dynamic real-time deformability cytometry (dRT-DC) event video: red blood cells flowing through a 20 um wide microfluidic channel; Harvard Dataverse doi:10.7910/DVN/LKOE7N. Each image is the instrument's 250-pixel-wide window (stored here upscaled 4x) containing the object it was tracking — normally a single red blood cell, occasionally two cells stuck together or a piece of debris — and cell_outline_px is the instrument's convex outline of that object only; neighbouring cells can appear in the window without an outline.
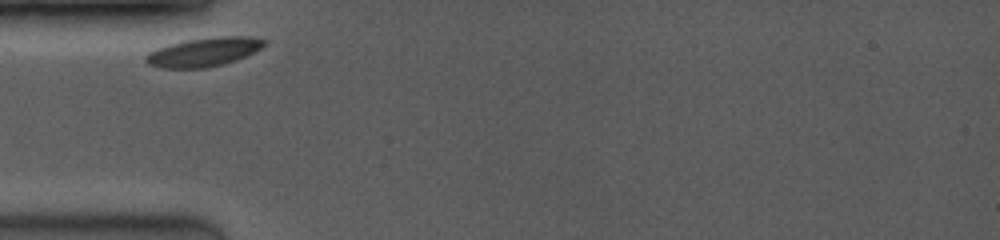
{"species": "common noctule bat (a hibernating species)", "species_latin": "Nyctalus noctula", "temperature_condition": "room temperature", "stored_images_in_passage": 27, "camera_frame_rate_fps": 3500, "um_per_image_px": 0.085, "animal": {"sex": "female", "body_mass_g": 19.0, "forearm_length_mm": 53.3}, "frame": {"image": 1, "passage_image": 1, "time_ms": 0.0, "image_size_px": [1000, 240], "cell_outline_px": [[268, 44], [236, 60], [224, 64], [204, 68], [160, 68], [148, 64], [144, 60], [144, 56], [148, 52], [156, 48], [168, 44], [184, 40], [216, 36], [248, 36], [268, 40]], "centroid_in_image_um": [17.29, 4.41], "position_along_channel_um": 67.7, "area_um2": 20.17}}
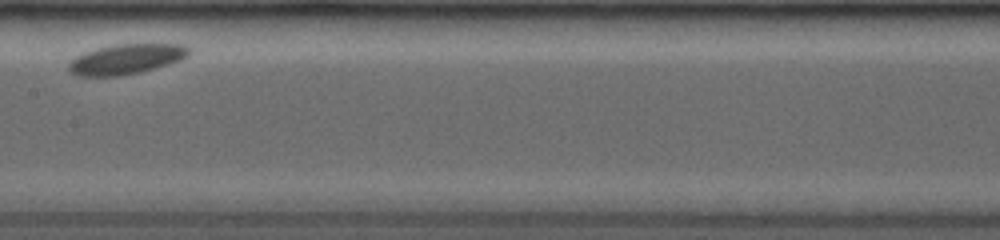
{"frame": {"image": 2, "passage_image": 12, "time_ms": 3.714, "image_size_px": [1000, 240], "cell_outline_px": [[188, 56], [180, 60], [168, 64], [140, 72], [120, 76], [80, 76], [68, 72], [68, 64], [76, 56], [84, 52], [96, 48], [116, 44], [184, 44], [188, 48]], "centroid_in_image_um": [10.69, 5.03], "position_along_channel_um": 196.7, "area_um2": 21.04}}
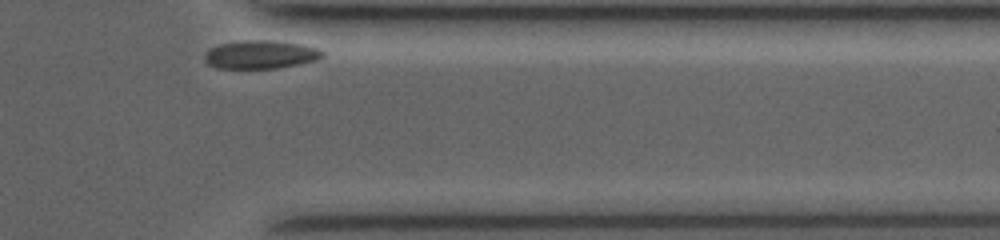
{"frame": {"image": 3, "passage_image": 27, "time_ms": 9.143, "image_size_px": [1000, 240], "cell_outline_px": [[324, 56], [320, 60], [300, 64], [276, 68], [216, 68], [208, 64], [204, 60], [204, 56], [212, 48], [220, 44], [244, 40], [272, 40], [304, 44], [320, 48], [324, 52]], "centroid_in_image_um": [22.24, 4.63], "position_along_channel_um": 389.2, "area_um2": 19.65}}